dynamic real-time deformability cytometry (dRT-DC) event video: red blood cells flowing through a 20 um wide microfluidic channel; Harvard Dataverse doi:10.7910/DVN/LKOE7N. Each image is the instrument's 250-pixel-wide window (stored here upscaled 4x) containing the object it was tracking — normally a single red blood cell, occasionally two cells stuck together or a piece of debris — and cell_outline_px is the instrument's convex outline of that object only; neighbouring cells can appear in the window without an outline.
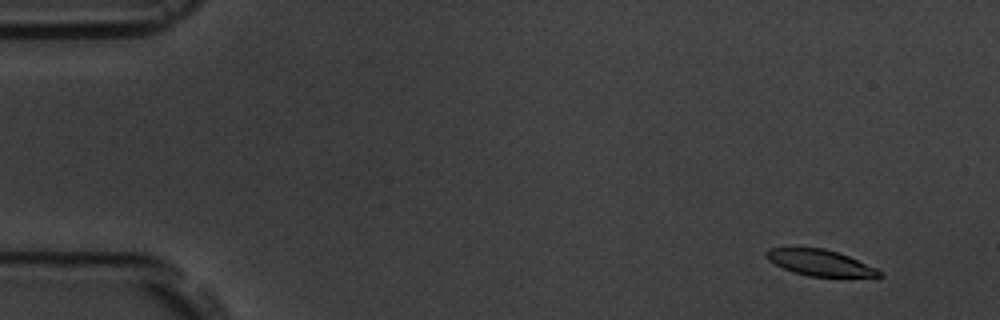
{"species": "common noctule bat (a hibernating species)", "species_latin": "Nyctalus noctula", "temperature_condition": "room temperature", "stored_images_in_passage": 5, "camera_frame_rate_fps": 3000, "um_per_image_px": 0.085, "animal": {"sex": "male", "body_mass_g": 19.5, "forearm_length_mm": 54.6}, "frame": {"image": 1, "passage_image": 2, "time_ms": 1.0, "image_size_px": [1000, 320], "cell_outline_px": [[884, 276], [876, 280], [808, 276], [792, 272], [768, 260], [764, 256], [764, 252], [768, 248], [824, 248], [848, 256], [876, 268], [884, 272]], "centroid_in_image_um": [69.85, 22.4], "position_along_channel_um": 15.2, "area_um2": 18.03}}
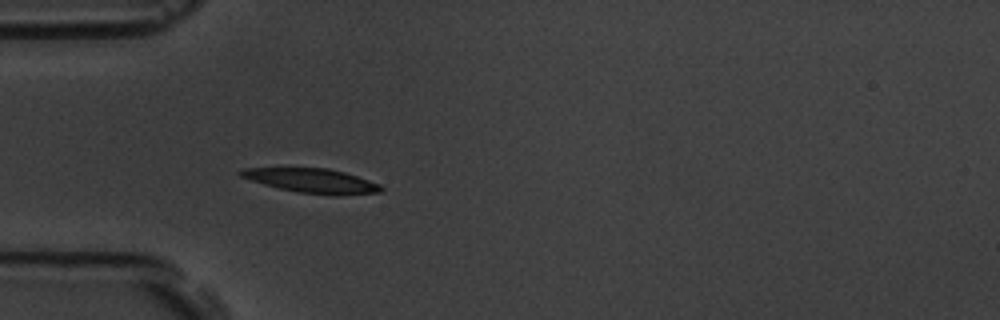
{"frame": {"image": 2, "passage_image": 5, "time_ms": 5.333, "image_size_px": [1000, 320], "cell_outline_px": [[384, 188], [380, 192], [340, 196], [332, 196], [296, 192], [264, 184], [240, 176], [236, 172], [244, 168], [328, 168], [344, 172], [380, 184]], "centroid_in_image_um": [26.54, 15.37], "position_along_channel_um": 58.5, "area_um2": 19.94}}